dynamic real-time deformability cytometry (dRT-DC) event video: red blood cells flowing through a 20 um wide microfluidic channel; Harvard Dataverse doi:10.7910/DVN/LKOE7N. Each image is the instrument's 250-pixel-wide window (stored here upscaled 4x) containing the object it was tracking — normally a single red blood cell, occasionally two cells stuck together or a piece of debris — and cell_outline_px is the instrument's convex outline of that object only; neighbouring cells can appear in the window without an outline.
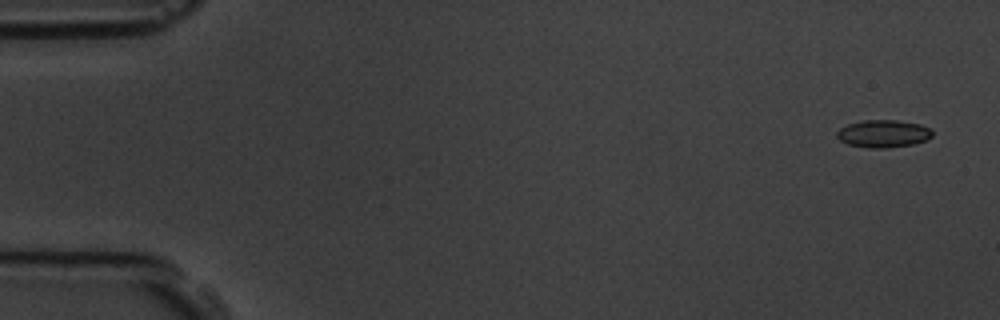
{"species": "common noctule bat (a hibernating species)", "species_latin": "Nyctalus noctula", "temperature_condition": "room temperature", "stored_images_in_passage": 6, "segment_of_instrument_passage": [1, 2], "camera_frame_rate_fps": 3000, "um_per_image_px": 0.085, "animal": {"sex": "male", "body_mass_g": 19.5, "forearm_length_mm": 54.6}, "frame": {"image": 1, "passage_image": 1, "time_ms": 0.0, "image_size_px": [1000, 320], "cell_outline_px": [[932, 136], [928, 140], [912, 144], [884, 148], [868, 148], [848, 144], [840, 140], [836, 136], [836, 132], [840, 128], [848, 124], [864, 120], [896, 120], [920, 124], [928, 128], [932, 132]], "centroid_in_image_um": [75.07, 11.36], "position_along_channel_um": 9.9, "area_um2": 15.26}}
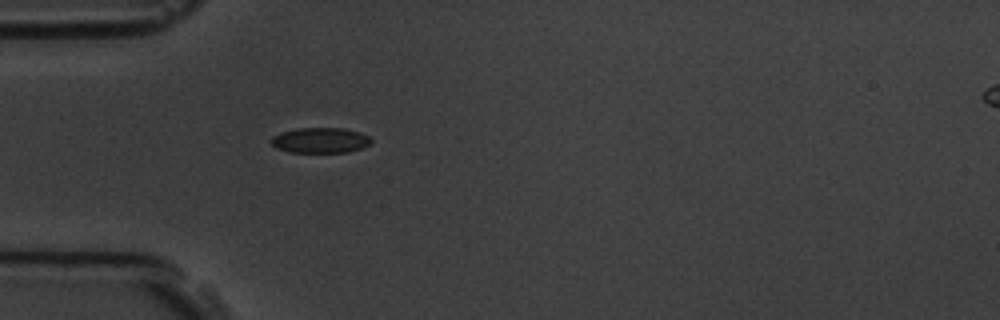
{"frame": {"image": 2, "passage_image": 5, "time_ms": 4.667, "image_size_px": [1000, 320], "cell_outline_px": [[372, 144], [364, 148], [348, 152], [288, 152], [276, 148], [272, 144], [272, 136], [280, 132], [296, 128], [344, 128], [360, 132], [368, 136], [372, 140]], "centroid_in_image_um": [27.25, 11.92], "position_along_channel_um": 57.7, "area_um2": 14.97}}